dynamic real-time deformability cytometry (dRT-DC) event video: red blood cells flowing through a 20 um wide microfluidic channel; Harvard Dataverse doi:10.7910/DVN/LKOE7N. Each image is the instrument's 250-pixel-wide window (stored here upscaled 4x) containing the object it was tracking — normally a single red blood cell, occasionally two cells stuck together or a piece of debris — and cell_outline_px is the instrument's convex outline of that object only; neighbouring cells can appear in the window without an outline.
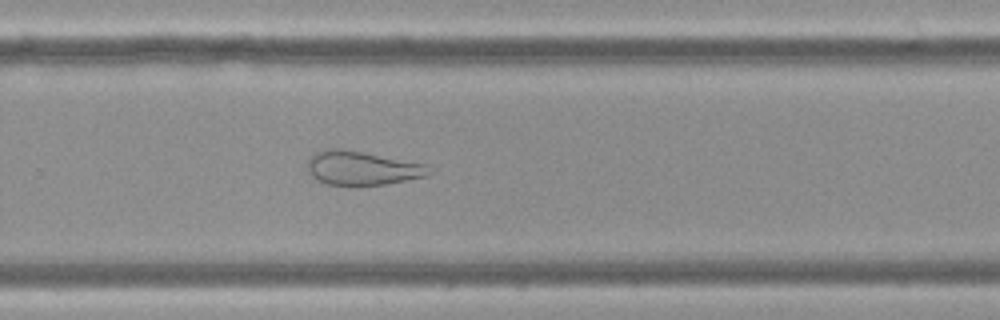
{"species": "Egyptian fruit bat (a non-hibernating species)", "species_latin": "Rousettus aegyptiacus", "temperature_condition": "cold", "stored_images_in_passage": 57, "camera_frame_rate_fps": 3000, "um_per_image_px": 0.085, "frame": {"image": 1, "passage_image": 38, "time_ms": 12.333, "image_size_px": [1000, 320], "cell_outline_px": [[424, 176], [384, 184], [356, 188], [324, 184], [312, 176], [308, 172], [308, 160], [316, 152], [328, 148], [340, 148], [424, 164]], "centroid_in_image_um": [30.61, 14.33], "position_along_channel_um": 299.2, "area_um2": 23.76}}
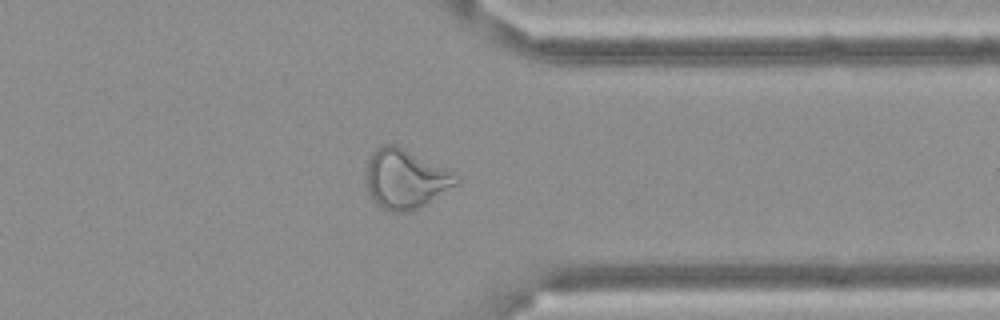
{"frame": {"image": 2, "passage_image": 45, "time_ms": 14.667, "image_size_px": [1000, 320], "cell_outline_px": [[460, 184], [420, 208], [404, 212], [392, 212], [384, 208], [372, 200], [368, 192], [364, 180], [364, 176], [368, 160], [372, 152], [376, 148], [384, 144], [396, 144], [452, 172], [460, 180]], "centroid_in_image_um": [34.43, 15.22], "position_along_channel_um": 377.0, "area_um2": 31.44}}
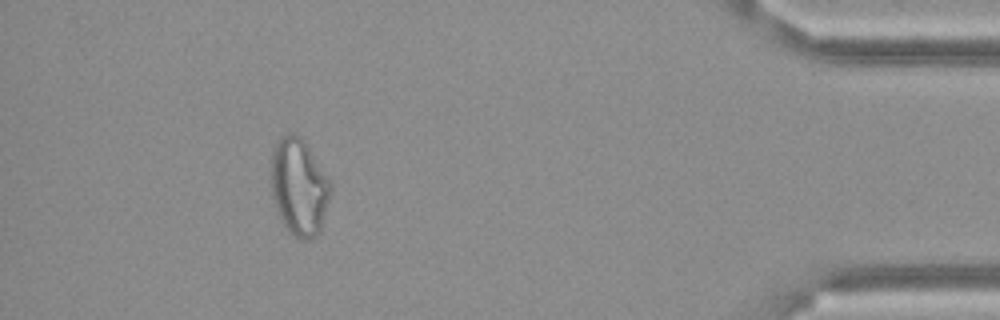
{"frame": {"image": 3, "passage_image": 52, "time_ms": 17.0, "image_size_px": [1000, 320], "cell_outline_px": [[332, 188], [320, 232], [316, 236], [308, 240], [300, 240], [288, 232], [280, 220], [276, 208], [272, 192], [272, 152], [276, 140], [280, 136], [288, 132], [292, 132], [300, 136], [304, 140], [332, 184]], "centroid_in_image_um": [25.42, 15.9], "position_along_channel_um": 409.8, "area_um2": 33.81}}